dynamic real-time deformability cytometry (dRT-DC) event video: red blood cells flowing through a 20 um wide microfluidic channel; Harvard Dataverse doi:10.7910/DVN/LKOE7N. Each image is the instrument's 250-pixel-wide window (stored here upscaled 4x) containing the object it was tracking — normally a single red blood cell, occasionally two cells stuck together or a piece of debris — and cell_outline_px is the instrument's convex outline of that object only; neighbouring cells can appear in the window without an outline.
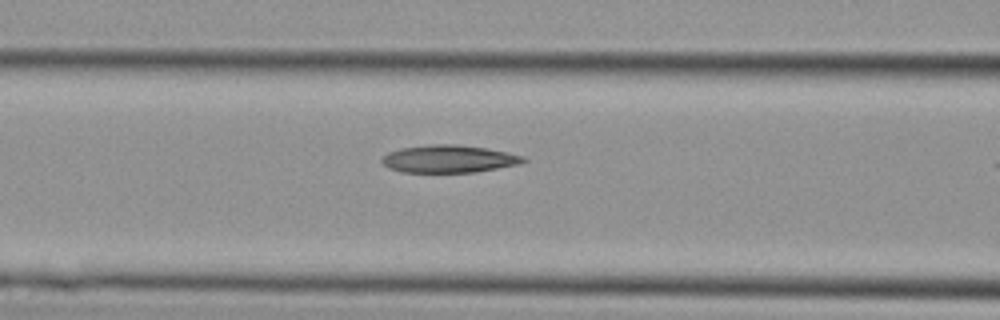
{"species": "Egyptian fruit bat (a non-hibernating species)", "species_latin": "Rousettus aegyptiacus", "temperature_condition": "cold", "stored_images_in_passage": 5, "camera_frame_rate_fps": 3000, "um_per_image_px": 0.085, "animal": {"sex": "female"}, "frame": {"image": 1, "passage_image": 4, "time_ms": 1.0, "image_size_px": [1000, 320], "cell_outline_px": [[528, 160], [520, 164], [472, 172], [400, 172], [388, 168], [380, 160], [388, 152], [400, 148], [428, 144], [456, 144], [488, 148], [508, 152], [524, 156]], "centroid_in_image_um": [38.15, 13.49], "position_along_channel_um": 128.5, "area_um2": 22.83}}